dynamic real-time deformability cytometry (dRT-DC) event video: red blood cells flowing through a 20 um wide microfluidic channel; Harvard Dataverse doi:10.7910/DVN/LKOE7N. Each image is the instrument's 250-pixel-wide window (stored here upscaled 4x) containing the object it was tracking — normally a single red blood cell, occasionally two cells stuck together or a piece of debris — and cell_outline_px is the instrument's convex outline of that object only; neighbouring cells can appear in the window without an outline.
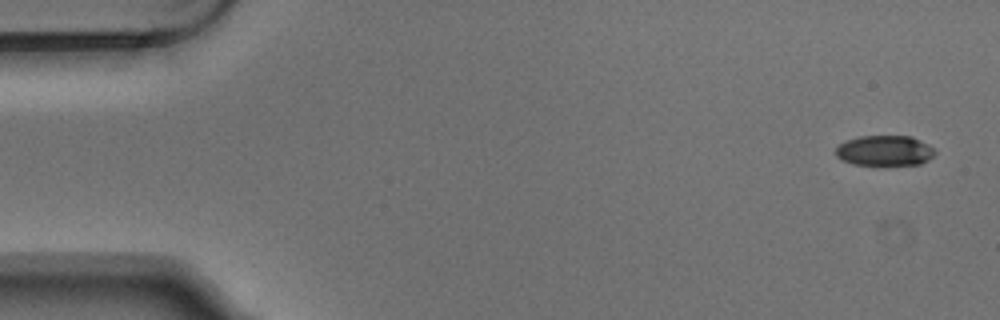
{"species": "Egyptian fruit bat (a non-hibernating species)", "species_latin": "Rousettus aegyptiacus", "temperature_condition": "warm", "stored_images_in_passage": 4, "camera_frame_rate_fps": 3000, "um_per_image_px": 0.085, "animal": {"sex": "male"}, "frame": {"image": 1, "passage_image": 1, "time_ms": 0.0, "image_size_px": [1000, 320], "cell_outline_px": [[936, 152], [928, 160], [920, 164], [852, 164], [840, 160], [836, 156], [836, 148], [844, 140], [860, 136], [912, 136], [928, 144]], "centroid_in_image_um": [75.17, 12.79], "position_along_channel_um": 9.8, "area_um2": 17.46}}
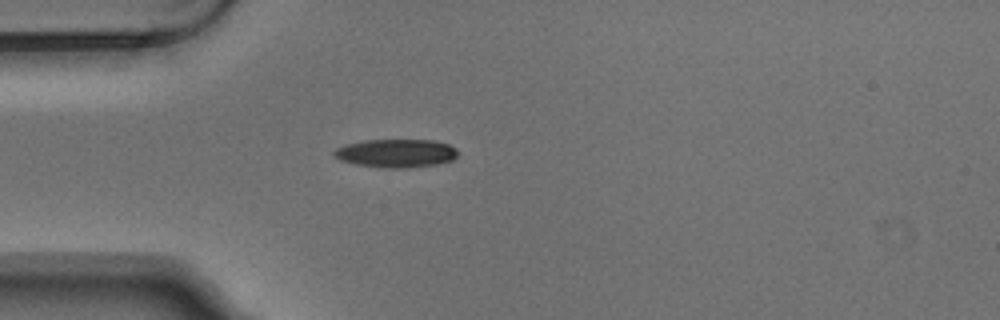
{"frame": {"image": 2, "passage_image": 4, "time_ms": 1.0, "image_size_px": [1000, 320], "cell_outline_px": [[456, 156], [452, 160], [436, 164], [408, 168], [380, 168], [356, 164], [340, 160], [332, 152], [336, 148], [344, 144], [364, 140], [436, 140], [448, 144], [456, 148]], "centroid_in_image_um": [33.64, 13.02], "position_along_channel_um": 51.4, "area_um2": 20.52}}